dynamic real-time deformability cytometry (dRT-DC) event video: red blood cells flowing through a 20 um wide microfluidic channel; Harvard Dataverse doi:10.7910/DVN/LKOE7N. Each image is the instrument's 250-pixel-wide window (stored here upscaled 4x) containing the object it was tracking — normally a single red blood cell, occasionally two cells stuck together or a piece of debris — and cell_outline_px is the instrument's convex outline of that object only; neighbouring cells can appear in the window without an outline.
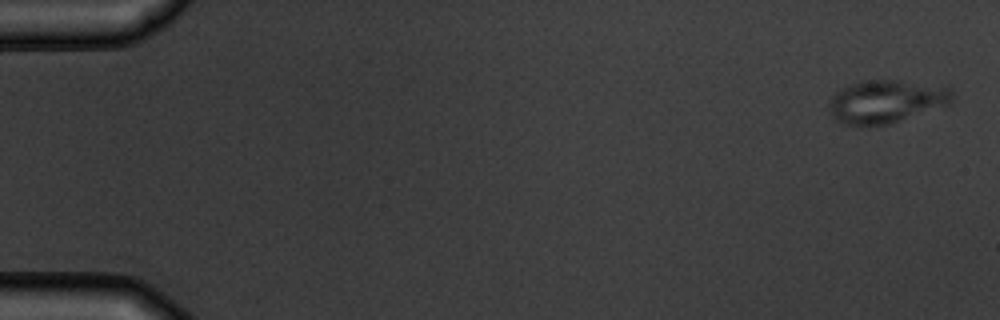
{"species": "common noctule bat (a hibernating species)", "species_latin": "Nyctalus noctula", "temperature_condition": "warm", "stored_images_in_passage": 5, "camera_frame_rate_fps": 3000, "um_per_image_px": 0.085, "animal": {"sex": "male", "body_mass_g": 19.5, "forearm_length_mm": 54.6}, "frame": {"image": 1, "passage_image": 1, "time_ms": 0.0, "image_size_px": [1000, 320], "cell_outline_px": [[956, 96], [948, 104], [888, 124], [868, 128], [844, 124], [836, 120], [832, 116], [828, 104], [832, 96], [840, 88], [848, 84], [860, 80], [900, 80], [948, 84]], "centroid_in_image_um": [75.34, 8.6], "position_along_channel_um": 9.7, "area_um2": 31.85}}